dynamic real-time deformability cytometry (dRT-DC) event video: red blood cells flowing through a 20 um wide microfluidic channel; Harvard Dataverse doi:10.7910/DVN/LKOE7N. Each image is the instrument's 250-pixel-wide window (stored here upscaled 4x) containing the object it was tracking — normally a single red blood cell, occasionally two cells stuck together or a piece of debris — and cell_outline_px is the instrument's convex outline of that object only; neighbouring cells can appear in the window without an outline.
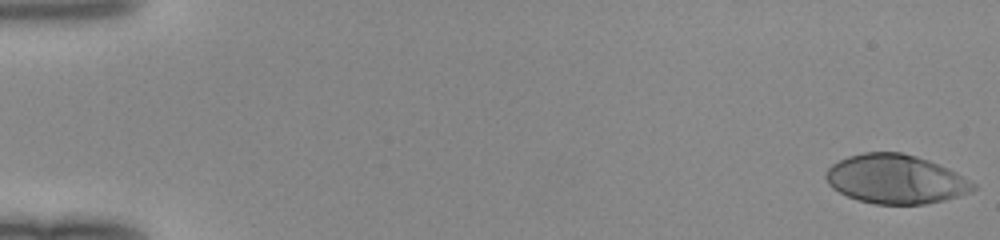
{"species": "human", "species_latin": "Homo sapiens", "temperature_condition": "room temperature", "stored_images_in_passage": 49, "camera_frame_rate_fps": 3000, "um_per_image_px": 0.085, "donor": {"sex": "female"}, "frame": {"image": 1, "passage_image": 1, "time_ms": 0.0, "image_size_px": [1000, 240], "cell_outline_px": [[976, 188], [972, 192], [944, 200], [924, 204], [876, 204], [860, 200], [848, 196], [832, 188], [828, 184], [824, 176], [828, 168], [832, 164], [848, 156], [864, 152], [900, 152], [916, 156], [928, 160], [948, 168], [956, 172], [976, 184]], "centroid_in_image_um": [76.13, 15.22], "position_along_channel_um": 8.9, "area_um2": 42.02}}
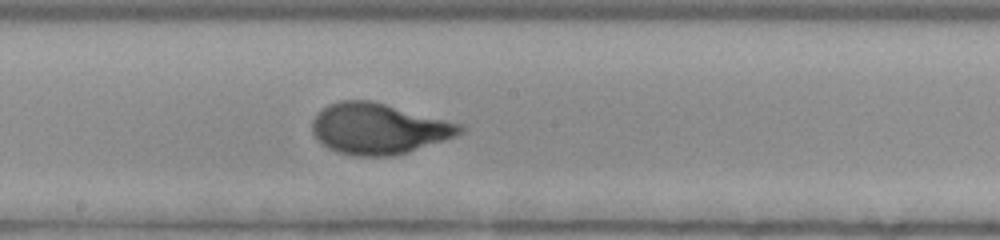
{"frame": {"image": 2, "passage_image": 28, "time_ms": 9.0, "image_size_px": [1000, 240], "cell_outline_px": [[468, 128], [464, 132], [456, 136], [408, 152], [392, 156], [356, 156], [336, 152], [320, 144], [312, 132], [312, 120], [316, 112], [320, 108], [328, 104], [340, 100], [372, 100], [464, 124]], "centroid_in_image_um": [32.17, 10.93], "position_along_channel_um": 216.0, "area_um2": 44.45}}
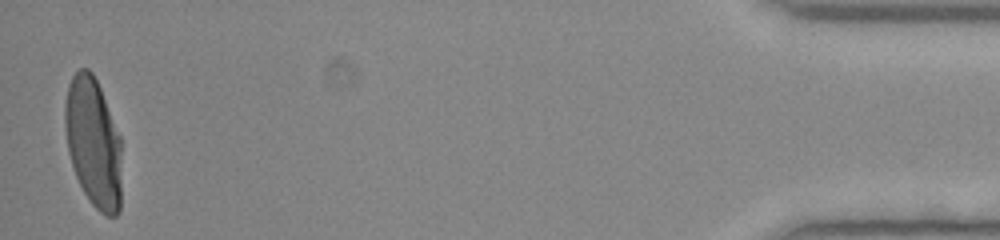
{"frame": {"image": 3, "passage_image": 49, "time_ms": 16.0, "image_size_px": [1000, 240], "cell_outline_px": [[120, 212], [116, 216], [104, 216], [92, 204], [84, 192], [76, 176], [68, 152], [64, 124], [64, 104], [68, 84], [72, 76], [80, 68], [88, 68], [92, 72], [100, 88], [120, 136]], "centroid_in_image_um": [7.91, 12.1], "position_along_channel_um": 427.3, "area_um2": 42.71}}